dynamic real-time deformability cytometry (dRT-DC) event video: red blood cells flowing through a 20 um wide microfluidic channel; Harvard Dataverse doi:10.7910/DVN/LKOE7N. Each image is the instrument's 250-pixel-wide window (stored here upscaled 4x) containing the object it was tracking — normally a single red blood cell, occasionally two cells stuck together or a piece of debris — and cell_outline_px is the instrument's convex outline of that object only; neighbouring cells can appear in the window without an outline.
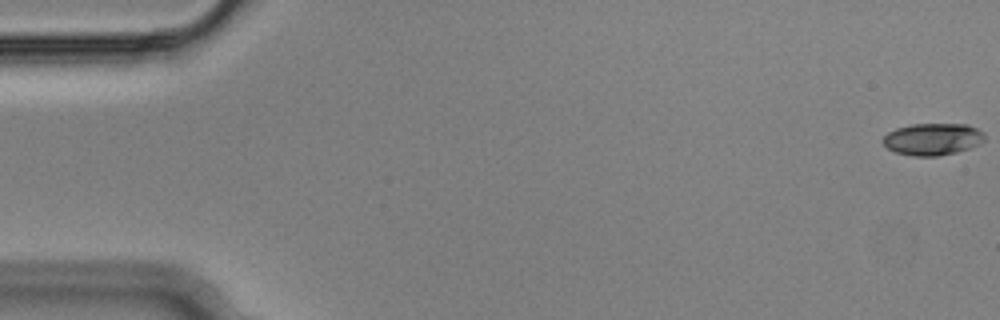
{"species": "Egyptian fruit bat (a non-hibernating species)", "species_latin": "Rousettus aegyptiacus", "temperature_condition": "cold", "stored_images_in_passage": 56, "camera_frame_rate_fps": 3000, "um_per_image_px": 0.085, "animal": {"sex": "male"}, "frame": {"image": 1, "passage_image": 1, "time_ms": 0.0, "image_size_px": [1000, 320], "cell_outline_px": [[984, 140], [980, 144], [956, 152], [940, 156], [912, 156], [896, 152], [888, 148], [880, 140], [888, 132], [896, 128], [912, 124], [968, 124], [984, 132]], "centroid_in_image_um": [79.27, 11.82], "position_along_channel_um": 5.7, "area_um2": 19.02}}
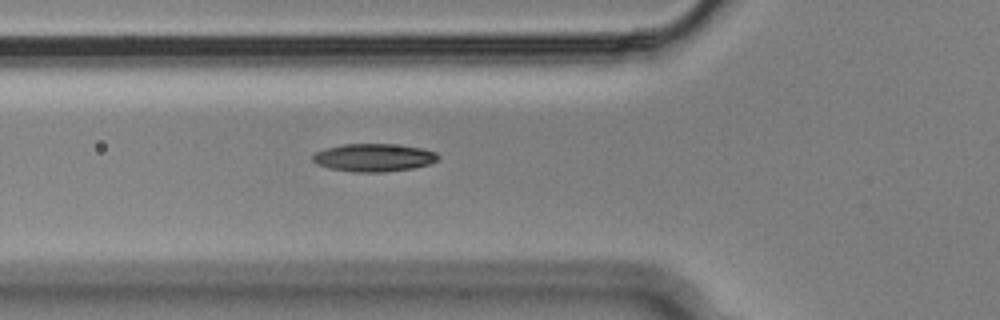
{"frame": {"image": 2, "passage_image": 20, "time_ms": 6.333, "image_size_px": [1000, 320], "cell_outline_px": [[440, 156], [436, 160], [428, 164], [412, 168], [384, 172], [352, 172], [328, 168], [316, 164], [312, 160], [312, 156], [316, 152], [324, 148], [344, 144], [392, 144], [424, 148], [436, 152]], "centroid_in_image_um": [31.74, 13.39], "position_along_channel_um": 94.1, "area_um2": 20.46}}
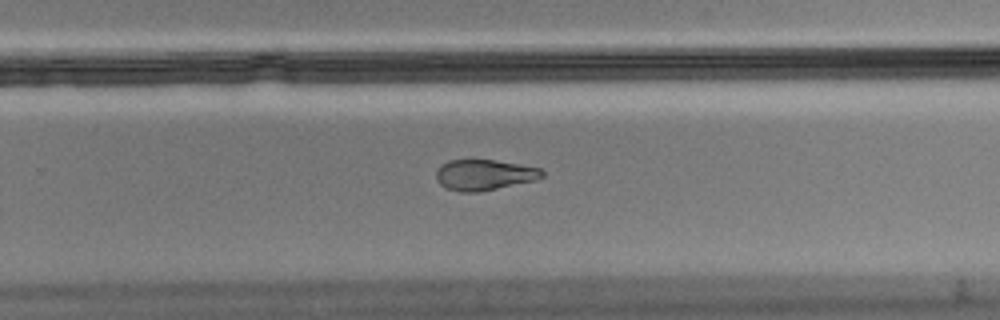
{"frame": {"image": 3, "passage_image": 36, "time_ms": 11.667, "image_size_px": [1000, 320], "cell_outline_px": [[544, 176], [536, 180], [476, 192], [460, 192], [448, 188], [440, 184], [436, 180], [436, 172], [448, 160], [496, 160], [520, 164], [540, 168], [544, 172]], "centroid_in_image_um": [41.18, 14.86], "position_along_channel_um": 288.6, "area_um2": 18.73}, "authors_computed_cell_mechanics": {"area_um2": 19.7387, "velocity_mm_per_s": 3.6389, "shape_relaxation_time_tau1_ms": null, "shape_relaxation_time_tau2_ms": 6.5081, "deformation_change_tau1": null, "deformation_change_tau2": 0.1459}}